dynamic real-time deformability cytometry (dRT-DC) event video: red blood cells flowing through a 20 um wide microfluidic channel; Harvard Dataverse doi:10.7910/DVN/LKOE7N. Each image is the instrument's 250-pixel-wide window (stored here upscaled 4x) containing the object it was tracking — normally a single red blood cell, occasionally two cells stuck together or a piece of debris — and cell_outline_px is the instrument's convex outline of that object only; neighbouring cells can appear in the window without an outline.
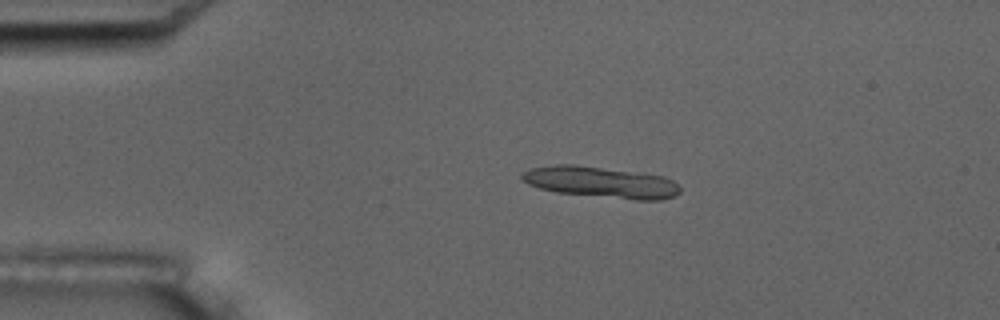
{"species": "common noctule bat (a hibernating species)", "species_latin": "Nyctalus noctula", "temperature_condition": "room temperature", "stored_images_in_passage": 7, "camera_frame_rate_fps": 3000, "um_per_image_px": 0.085, "animal": {"sex": "male", "body_mass_g": 17.5, "forearm_length_mm": 52.3}, "frame": {"image": 1, "passage_image": 4, "time_ms": 3.333, "image_size_px": [1000, 320], "cell_outline_px": [[680, 192], [676, 196], [660, 200], [636, 200], [556, 192], [540, 188], [528, 184], [520, 176], [524, 172], [532, 168], [556, 164], [572, 164], [664, 176], [672, 180], [680, 188]], "centroid_in_image_um": [51.09, 15.5], "position_along_channel_um": 33.9, "area_um2": 28.44}}